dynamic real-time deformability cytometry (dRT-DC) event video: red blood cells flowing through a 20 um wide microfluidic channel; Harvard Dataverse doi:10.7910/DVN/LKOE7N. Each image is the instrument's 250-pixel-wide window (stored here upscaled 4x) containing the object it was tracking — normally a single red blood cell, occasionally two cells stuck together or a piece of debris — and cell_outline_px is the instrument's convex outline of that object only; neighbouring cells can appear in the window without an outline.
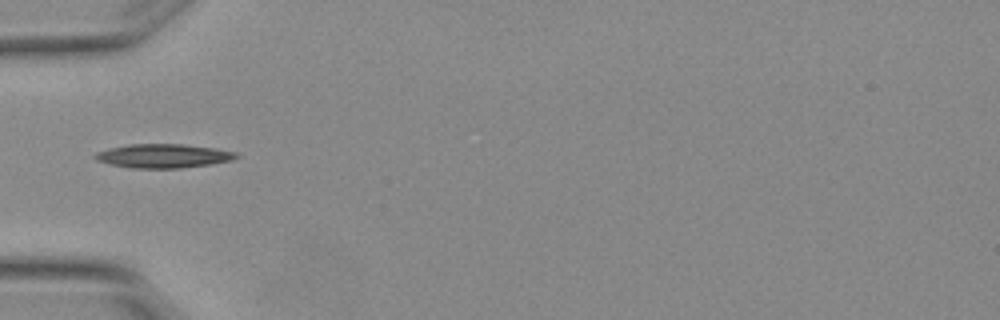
{"species": "Egyptian fruit bat (a non-hibernating species)", "species_latin": "Rousettus aegyptiacus", "temperature_condition": "warm", "stored_images_in_passage": 6, "camera_frame_rate_fps": 3000, "um_per_image_px": 0.085, "animal": {"sex": "female"}, "frame": {"image": 1, "passage_image": 5, "time_ms": 1.333, "image_size_px": [1000, 320], "cell_outline_px": [[240, 156], [232, 160], [212, 164], [180, 168], [132, 168], [112, 164], [96, 160], [92, 156], [96, 152], [108, 148], [128, 144], [184, 144], [216, 148], [236, 152]], "centroid_in_image_um": [13.89, 13.24], "position_along_channel_um": 71.1, "area_um2": 19.77}}
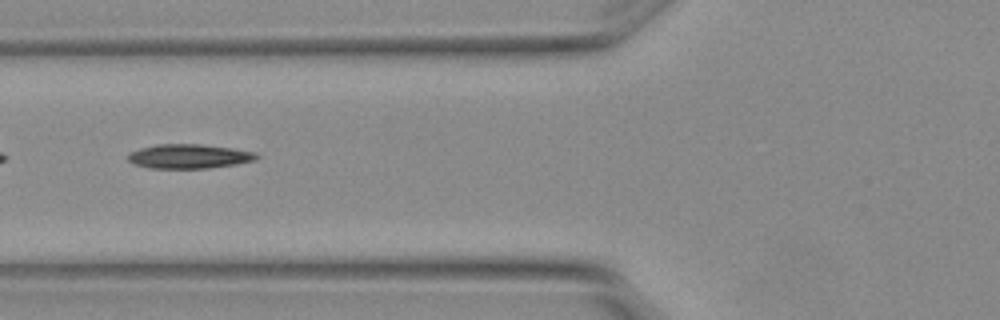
{"frame": {"image": 2, "passage_image": 6, "time_ms": 1.667, "image_size_px": [1000, 320], "cell_outline_px": [[260, 156], [256, 160], [236, 164], [208, 168], [148, 168], [132, 164], [128, 160], [128, 152], [140, 148], [156, 144], [200, 144], [232, 148], [256, 152]], "centroid_in_image_um": [16.05, 13.28], "position_along_channel_um": 109.8, "area_um2": 18.38}}